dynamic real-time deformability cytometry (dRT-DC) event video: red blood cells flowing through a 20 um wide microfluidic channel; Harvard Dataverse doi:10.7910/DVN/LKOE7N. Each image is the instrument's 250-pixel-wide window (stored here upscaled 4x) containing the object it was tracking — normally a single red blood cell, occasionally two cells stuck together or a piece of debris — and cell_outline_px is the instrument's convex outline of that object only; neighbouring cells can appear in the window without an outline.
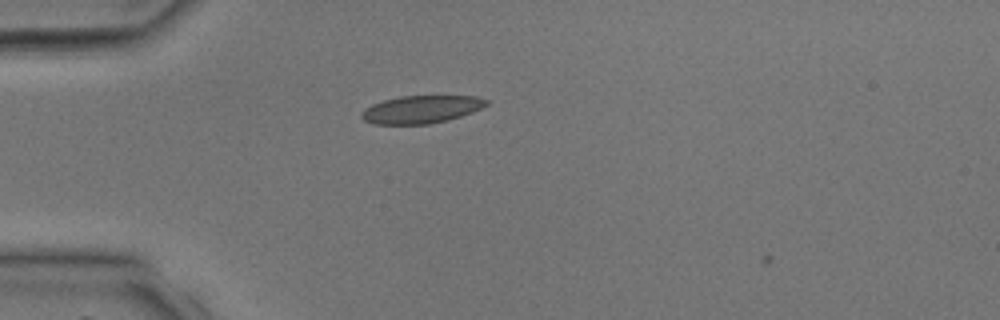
{"species": "common noctule bat (a hibernating species)", "species_latin": "Nyctalus noctula", "temperature_condition": "room temperature", "stored_images_in_passage": 8, "camera_frame_rate_fps": 3000, "um_per_image_px": 0.085, "animal": {"sex": "male", "body_mass_g": 17.9, "forearm_length_mm": 54.2}, "frame": {"image": 1, "passage_image": 7, "time_ms": 2.0, "image_size_px": [1000, 320], "cell_outline_px": [[488, 104], [472, 112], [448, 120], [428, 124], [372, 124], [364, 120], [360, 116], [360, 112], [364, 108], [372, 104], [384, 100], [400, 96], [476, 96], [488, 100]], "centroid_in_image_um": [35.76, 9.3], "position_along_channel_um": 49.2, "area_um2": 20.17}}